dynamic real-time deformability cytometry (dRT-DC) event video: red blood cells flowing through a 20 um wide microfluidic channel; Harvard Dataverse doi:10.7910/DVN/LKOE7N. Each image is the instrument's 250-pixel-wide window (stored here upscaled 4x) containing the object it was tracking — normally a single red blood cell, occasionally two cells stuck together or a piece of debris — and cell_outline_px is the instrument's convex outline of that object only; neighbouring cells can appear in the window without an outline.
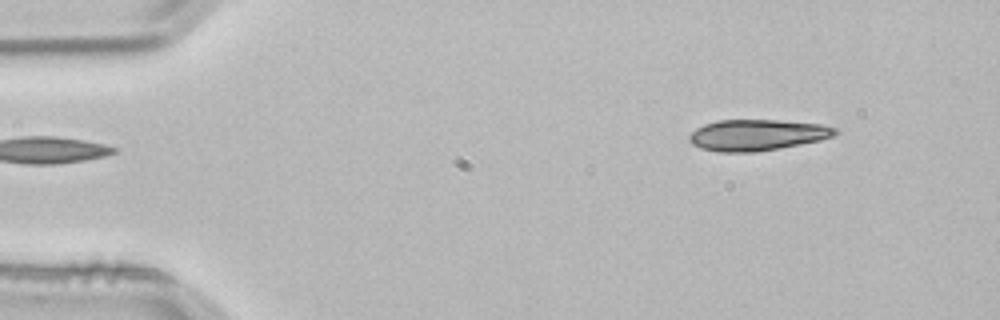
{"species": "common noctule bat (a hibernating species)", "species_latin": "Nyctalus noctula", "temperature_condition": "room temperature", "stored_images_in_passage": 3, "segment_of_instrument_passage": [1, 2], "camera_frame_rate_fps": 3000, "um_per_image_px": 0.085, "animal": {"sex": "male", "body_mass_g": 21.5, "forearm_length_mm": 52.0}, "frame": {"image": 1, "passage_image": 1, "time_ms": 0.0, "image_size_px": [1000, 320], "cell_outline_px": [[840, 132], [836, 136], [820, 140], [800, 144], [756, 152], [716, 152], [700, 148], [692, 144], [688, 140], [688, 136], [696, 128], [704, 124], [716, 120], [776, 120], [820, 124], [836, 128]], "centroid_in_image_um": [64.34, 11.47], "position_along_channel_um": 20.7, "area_um2": 26.59}}